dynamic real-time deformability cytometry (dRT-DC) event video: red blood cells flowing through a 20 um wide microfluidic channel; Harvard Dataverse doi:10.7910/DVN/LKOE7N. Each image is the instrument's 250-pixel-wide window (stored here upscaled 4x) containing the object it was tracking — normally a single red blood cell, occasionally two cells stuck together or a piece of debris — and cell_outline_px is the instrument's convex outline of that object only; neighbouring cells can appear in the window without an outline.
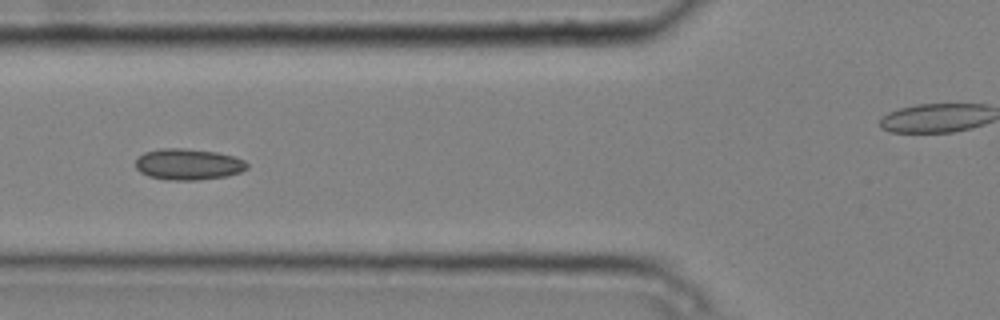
{"species": "common noctule bat (a hibernating species)", "species_latin": "Nyctalus noctula", "temperature_condition": "cold", "stored_images_in_passage": 5, "segment_of_instrument_passage": [1, 2], "camera_frame_rate_fps": 3000, "um_per_image_px": 0.085, "animal": {"sex": "male", "body_mass_g": 20.4}, "frame": {"image": 1, "passage_image": 3, "time_ms": 0.667, "image_size_px": [1000, 320], "cell_outline_px": [[248, 168], [240, 172], [228, 176], [196, 180], [168, 180], [148, 176], [140, 172], [136, 168], [136, 160], [144, 152], [160, 148], [184, 148], [216, 152], [236, 156], [244, 160], [248, 164]], "centroid_in_image_um": [16.02, 13.96], "position_along_channel_um": 109.8, "area_um2": 20.4}}
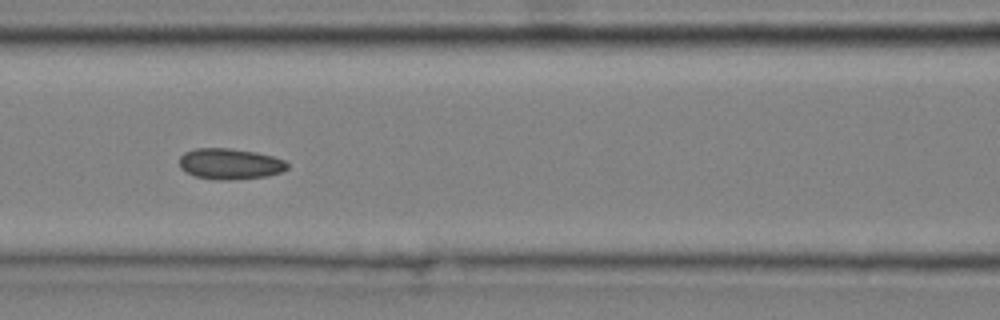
{"frame": {"image": 2, "passage_image": 4, "time_ms": 1.0, "image_size_px": [1000, 320], "cell_outline_px": [[288, 168], [280, 172], [268, 176], [228, 180], [220, 180], [196, 176], [180, 168], [180, 156], [184, 152], [196, 148], [228, 148], [256, 152], [272, 156], [284, 160], [288, 164]], "centroid_in_image_um": [19.55, 13.92], "position_along_channel_um": 147.0, "area_um2": 19.31}}